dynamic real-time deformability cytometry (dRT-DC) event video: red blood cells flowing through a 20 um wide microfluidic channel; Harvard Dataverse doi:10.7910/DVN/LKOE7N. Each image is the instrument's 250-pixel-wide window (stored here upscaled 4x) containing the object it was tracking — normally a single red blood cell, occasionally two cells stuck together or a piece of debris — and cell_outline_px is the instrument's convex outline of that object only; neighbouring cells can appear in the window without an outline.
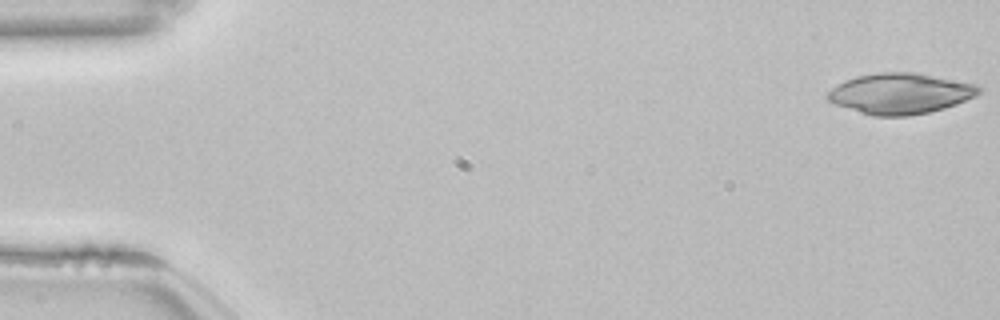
{"species": "common noctule bat (a hibernating species)", "species_latin": "Nyctalus noctula", "temperature_condition": "room temperature", "stored_images_in_passage": 23, "camera_frame_rate_fps": 3000, "um_per_image_px": 0.085, "animal": {"sex": "female", "body_mass_g": 22.7, "forearm_length_mm": 54.2}, "frame": {"image": 1, "passage_image": 1, "time_ms": 0.0, "image_size_px": [1000, 320], "cell_outline_px": [[984, 88], [976, 96], [956, 104], [944, 108], [928, 112], [908, 116], [872, 116], [836, 104], [828, 100], [824, 96], [836, 84], [844, 80], [856, 76], [876, 72], [916, 72], [976, 84]], "centroid_in_image_um": [76.52, 7.94], "position_along_channel_um": 8.5, "area_um2": 36.07}}